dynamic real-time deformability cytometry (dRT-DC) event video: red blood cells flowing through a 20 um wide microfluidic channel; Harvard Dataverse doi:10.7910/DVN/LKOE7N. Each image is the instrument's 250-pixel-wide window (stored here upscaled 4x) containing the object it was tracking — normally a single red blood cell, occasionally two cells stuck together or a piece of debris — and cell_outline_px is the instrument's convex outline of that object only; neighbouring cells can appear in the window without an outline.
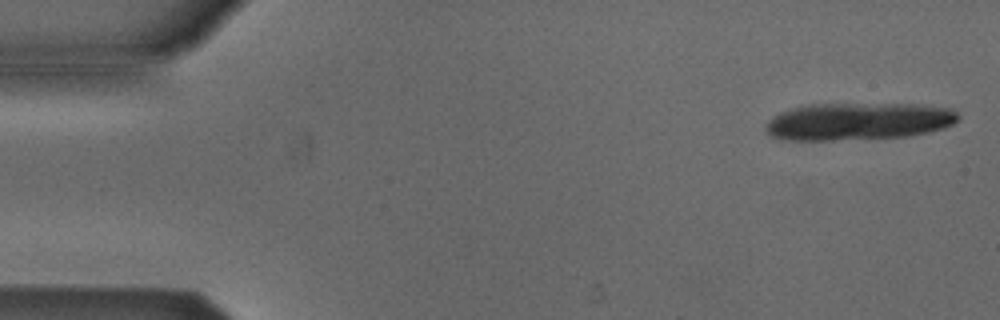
{"species": "Egyptian fruit bat (a non-hibernating species)", "species_latin": "Rousettus aegyptiacus", "temperature_condition": "cold", "stored_images_in_passage": 5, "camera_frame_rate_fps": 3000, "um_per_image_px": 0.085, "animal": {"sex": "male"}, "frame": {"image": 1, "passage_image": 1, "time_ms": 0.0, "image_size_px": [1000, 320], "cell_outline_px": [[960, 120], [944, 128], [928, 132], [908, 136], [832, 140], [788, 140], [772, 136], [764, 128], [764, 124], [772, 116], [780, 112], [792, 108], [808, 104], [916, 104], [952, 108], [960, 116]], "centroid_in_image_um": [72.96, 10.31], "position_along_channel_um": 12.0, "area_um2": 42.08}}
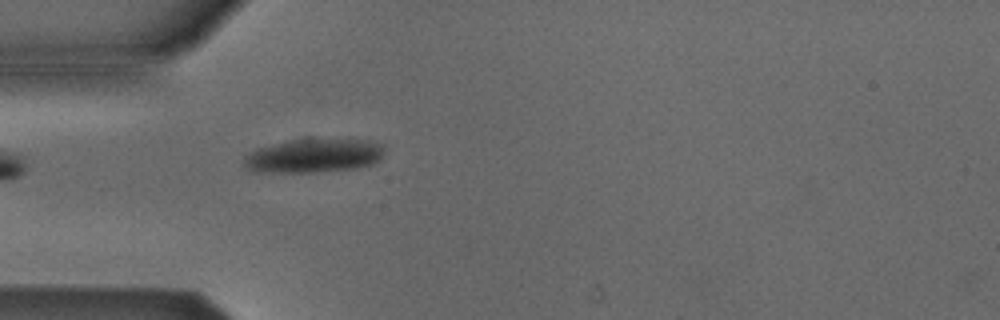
{"frame": {"image": 2, "passage_image": 5, "time_ms": 4.667, "image_size_px": [1000, 320], "cell_outline_px": [[384, 152], [380, 160], [372, 164], [356, 168], [320, 172], [252, 172], [244, 164], [244, 156], [256, 148], [272, 144], [312, 136], [368, 140], [384, 144]], "centroid_in_image_um": [26.71, 13.2], "position_along_channel_um": 58.3, "area_um2": 28.73}}